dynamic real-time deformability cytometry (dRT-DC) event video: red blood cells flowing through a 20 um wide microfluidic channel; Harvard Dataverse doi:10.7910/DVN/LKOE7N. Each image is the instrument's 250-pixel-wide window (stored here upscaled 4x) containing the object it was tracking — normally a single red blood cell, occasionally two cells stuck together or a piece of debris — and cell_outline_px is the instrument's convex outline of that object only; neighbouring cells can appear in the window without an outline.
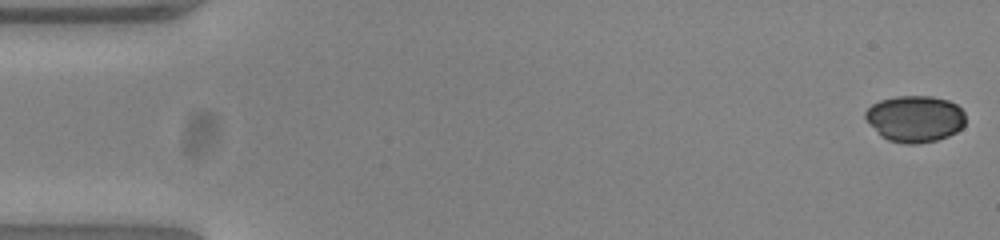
{"species": "common noctule bat (a hibernating species)", "species_latin": "Nyctalus noctula", "temperature_condition": "warm", "stored_images_in_passage": 11, "camera_frame_rate_fps": 3000, "um_per_image_px": 0.085, "animal": {"sex": "female", "body_mass_g": 23.0, "forearm_length_mm": 53.4}, "frame": {"image": 1, "passage_image": 1, "time_ms": 0.0, "image_size_px": [1000, 240], "cell_outline_px": [[964, 124], [956, 132], [948, 136], [936, 140], [916, 144], [904, 144], [888, 140], [880, 136], [864, 116], [864, 112], [872, 104], [880, 100], [896, 96], [932, 96], [948, 100], [956, 104], [964, 112]], "centroid_in_image_um": [77.76, 10.09], "position_along_channel_um": 7.2, "area_um2": 27.17}}